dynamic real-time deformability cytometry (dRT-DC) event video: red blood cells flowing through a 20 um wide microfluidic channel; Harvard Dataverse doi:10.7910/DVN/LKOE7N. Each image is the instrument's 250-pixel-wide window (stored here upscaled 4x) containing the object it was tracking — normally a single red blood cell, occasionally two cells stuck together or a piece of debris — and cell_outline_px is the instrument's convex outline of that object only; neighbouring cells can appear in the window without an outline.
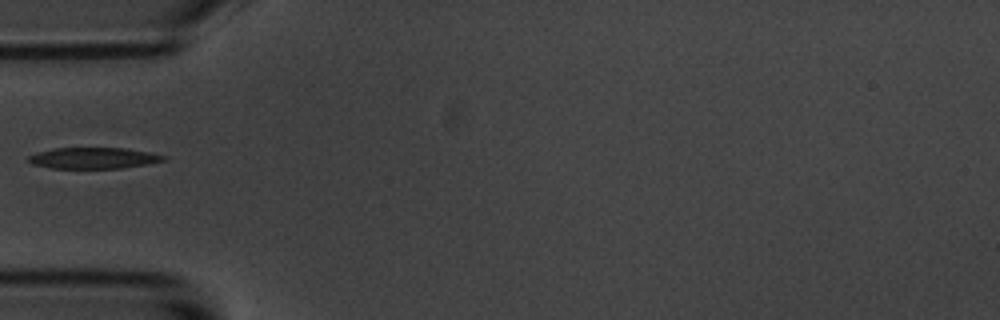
{"species": "common noctule bat (a hibernating species)", "species_latin": "Nyctalus noctula", "temperature_condition": "room temperature", "stored_images_in_passage": 5, "camera_frame_rate_fps": 3000, "um_per_image_px": 0.085, "animal": {"sex": "male", "body_mass_g": 20.1, "forearm_length_mm": 53.5}, "frame": {"image": 1, "passage_image": 1, "time_ms": 0.0, "image_size_px": [1000, 320], "cell_outline_px": [[168, 160], [148, 164], [120, 168], [52, 168], [32, 164], [28, 160], [28, 156], [36, 152], [52, 148], [124, 148], [148, 152], [168, 156]], "centroid_in_image_um": [7.96, 13.43], "position_along_channel_um": 77.0, "area_um2": 16.7}}
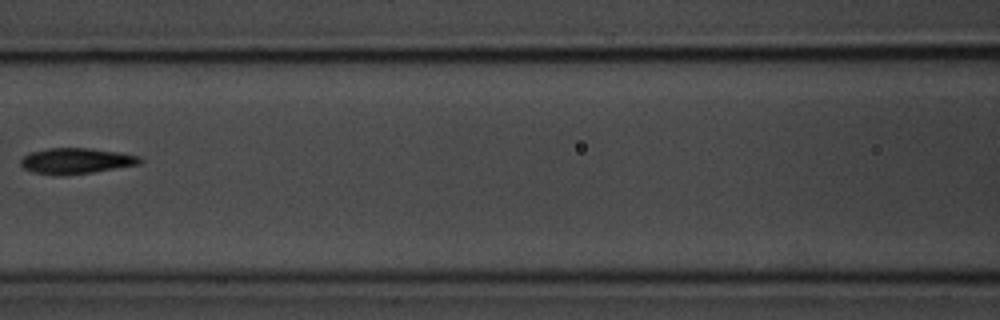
{"frame": {"image": 2, "passage_image": 3, "time_ms": 2.333, "image_size_px": [1000, 320], "cell_outline_px": [[144, 160], [140, 164], [92, 172], [32, 172], [24, 168], [20, 164], [20, 160], [28, 152], [48, 148], [88, 148], [120, 152], [140, 156]], "centroid_in_image_um": [6.52, 13.62], "position_along_channel_um": 160.1, "area_um2": 17.17}}
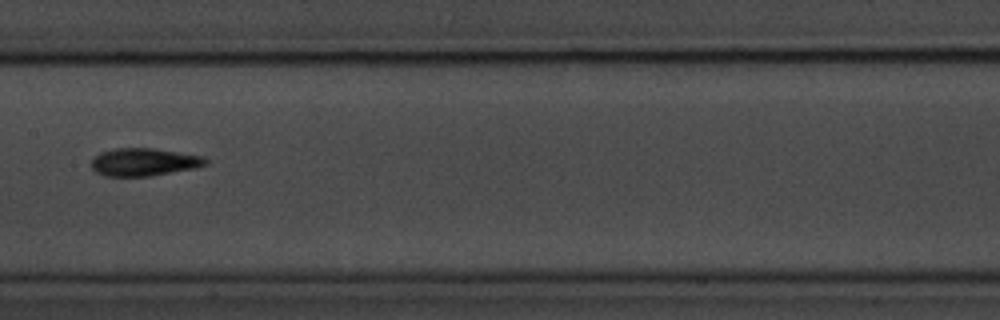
{"frame": {"image": 3, "passage_image": 4, "time_ms": 3.333, "image_size_px": [1000, 320], "cell_outline_px": [[208, 164], [192, 168], [148, 176], [104, 176], [96, 172], [92, 168], [92, 160], [100, 152], [116, 148], [152, 148], [204, 156], [208, 160]], "centroid_in_image_um": [12.22, 13.76], "position_along_channel_um": 195.2, "area_um2": 18.26}}